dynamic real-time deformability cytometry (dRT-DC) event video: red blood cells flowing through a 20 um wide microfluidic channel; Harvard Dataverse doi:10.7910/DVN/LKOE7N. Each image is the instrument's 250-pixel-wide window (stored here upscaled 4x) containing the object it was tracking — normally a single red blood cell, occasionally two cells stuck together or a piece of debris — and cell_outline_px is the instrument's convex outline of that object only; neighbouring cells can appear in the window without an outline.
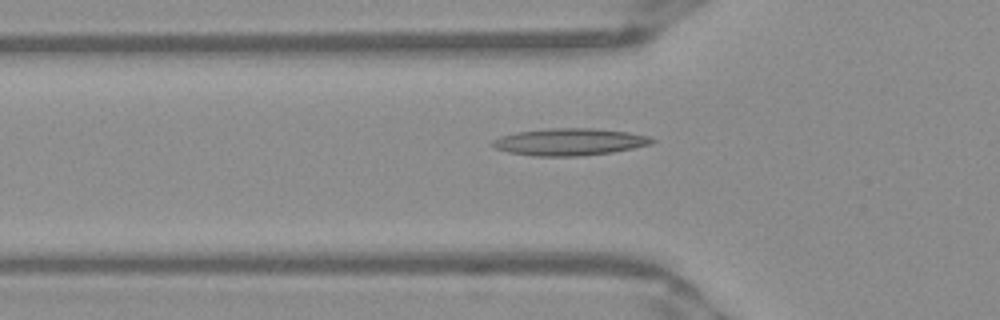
{"species": "Egyptian fruit bat (a non-hibernating species)", "species_latin": "Rousettus aegyptiacus", "temperature_condition": "warm", "stored_images_in_passage": 50, "camera_frame_rate_fps": 3000, "um_per_image_px": 0.085, "frame": {"image": 1, "passage_image": 17, "time_ms": 5.333, "image_size_px": [1000, 320], "cell_outline_px": [[656, 140], [652, 144], [612, 152], [580, 156], [532, 156], [508, 152], [496, 148], [492, 144], [492, 140], [500, 136], [516, 132], [552, 128], [592, 128], [628, 132], [648, 136]], "centroid_in_image_um": [48.4, 12.06], "position_along_channel_um": 77.4, "area_um2": 25.09}}
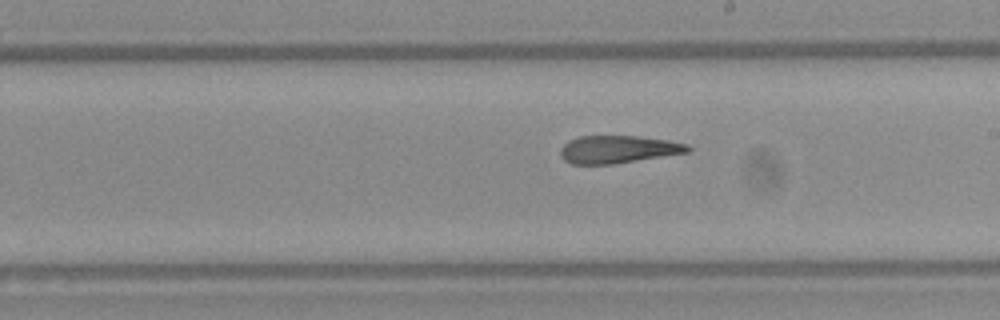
{"frame": {"image": 2, "passage_image": 29, "time_ms": 9.333, "image_size_px": [1000, 320], "cell_outline_px": [[692, 148], [688, 152], [612, 164], [572, 164], [564, 160], [560, 156], [560, 148], [568, 140], [580, 136], [640, 136], [668, 140], [688, 144]], "centroid_in_image_um": [52.51, 12.69], "position_along_channel_um": 236.5, "area_um2": 20.52}}
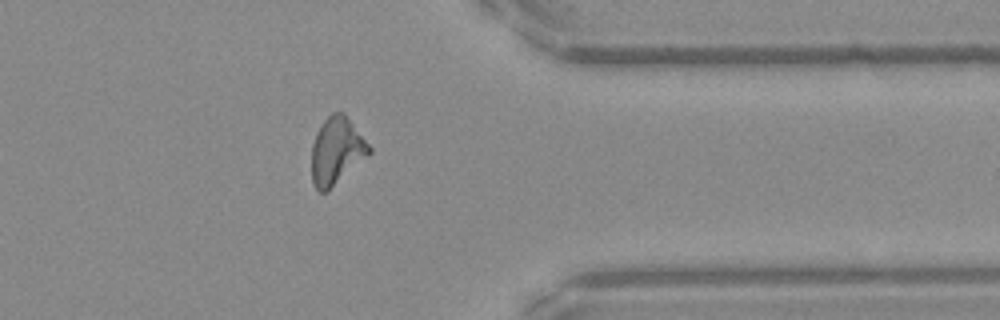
{"frame": {"image": 3, "passage_image": 41, "time_ms": 13.333, "image_size_px": [1000, 320], "cell_outline_px": [[372, 152], [324, 192], [320, 192], [316, 188], [312, 180], [312, 144], [316, 132], [320, 124], [332, 112], [344, 112], [372, 148]], "centroid_in_image_um": [28.6, 12.77], "position_along_channel_um": 382.8, "area_um2": 22.08}}